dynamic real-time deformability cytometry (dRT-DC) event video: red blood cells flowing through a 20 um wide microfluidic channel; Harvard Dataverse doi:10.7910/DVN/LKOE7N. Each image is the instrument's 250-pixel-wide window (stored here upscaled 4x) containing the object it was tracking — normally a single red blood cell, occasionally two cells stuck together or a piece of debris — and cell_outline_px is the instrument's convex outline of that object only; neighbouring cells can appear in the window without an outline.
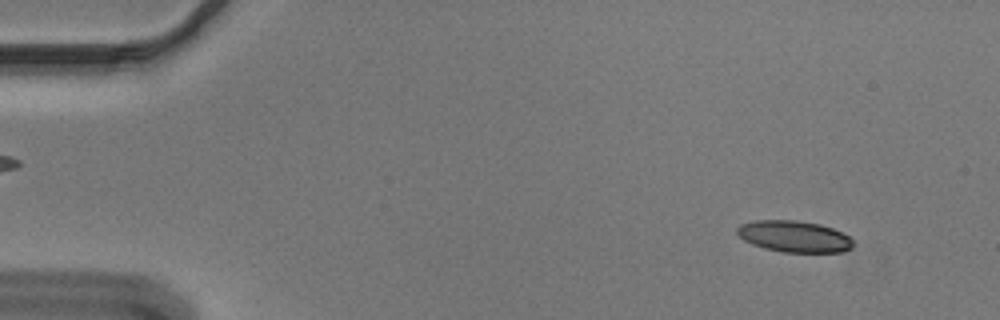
{"species": "Egyptian fruit bat (a non-hibernating species)", "species_latin": "Rousettus aegyptiacus", "temperature_condition": "cold", "stored_images_in_passage": 54, "camera_frame_rate_fps": 3000, "um_per_image_px": 0.085, "animal": {"sex": "male"}, "frame": {"image": 1, "passage_image": 5, "time_ms": 1.333, "image_size_px": [1000, 320], "cell_outline_px": [[852, 248], [844, 252], [780, 252], [764, 248], [752, 244], [744, 240], [736, 232], [736, 228], [740, 224], [756, 220], [796, 220], [820, 224], [832, 228], [848, 236], [852, 240]], "centroid_in_image_um": [67.49, 20.1], "position_along_channel_um": 17.5, "area_um2": 21.27}}
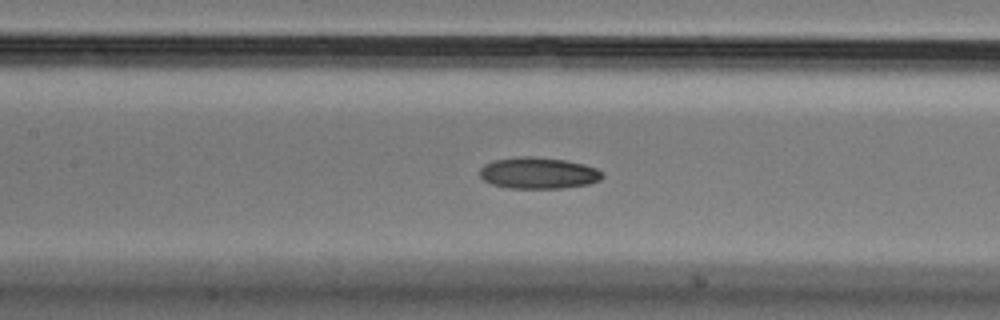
{"frame": {"image": 2, "passage_image": 25, "time_ms": 8.0, "image_size_px": [1000, 320], "cell_outline_px": [[604, 176], [600, 180], [588, 184], [564, 188], [508, 188], [492, 184], [484, 180], [480, 176], [480, 168], [484, 164], [492, 160], [520, 156], [536, 156], [564, 160], [584, 164], [596, 168], [604, 172]], "centroid_in_image_um": [45.76, 14.7], "position_along_channel_um": 161.6, "area_um2": 22.66}}
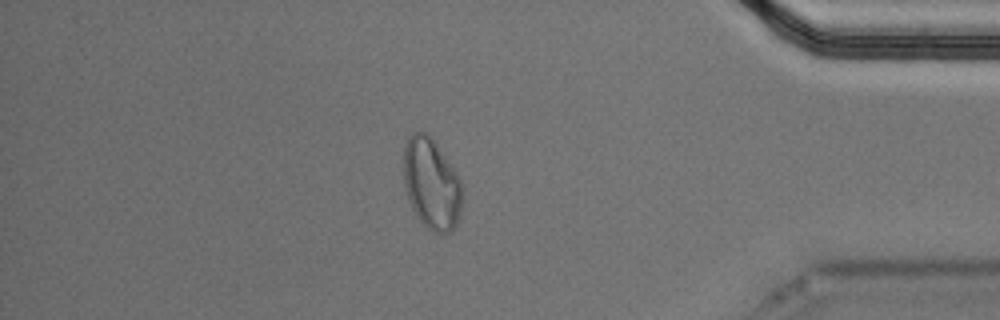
{"frame": {"image": 3, "passage_image": 47, "time_ms": 15.333, "image_size_px": [1000, 320], "cell_outline_px": [[460, 216], [452, 232], [432, 232], [420, 220], [412, 208], [404, 184], [404, 148], [408, 136], [412, 132], [424, 132], [436, 144], [460, 180]], "centroid_in_image_um": [36.65, 15.64], "position_along_channel_um": 398.6, "area_um2": 30.29}, "authors_computed_cell_mechanics": {"area_um2": 22.5998, "velocity_mm_per_s": 3.6597, "shape_relaxation_time_tau1_ms": 10.7777, "shape_relaxation_time_tau2_ms": 4.5169, "deformation_change_tau1": 0.1982, "deformation_change_tau2": 0.0996}}